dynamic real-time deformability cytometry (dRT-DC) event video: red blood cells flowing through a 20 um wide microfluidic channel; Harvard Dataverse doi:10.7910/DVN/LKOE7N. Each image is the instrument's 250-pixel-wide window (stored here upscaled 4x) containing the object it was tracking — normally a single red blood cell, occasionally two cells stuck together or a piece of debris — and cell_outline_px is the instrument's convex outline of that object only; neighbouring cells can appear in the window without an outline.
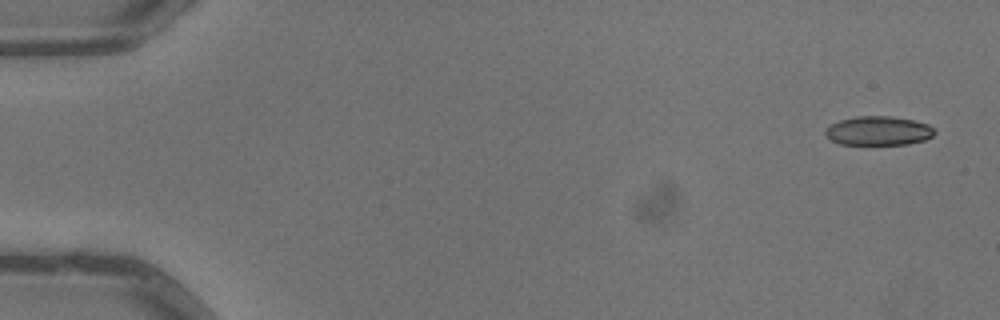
{"species": "common noctule bat (a hibernating species)", "species_latin": "Nyctalus noctula", "temperature_condition": "warm", "stored_images_in_passage": 5, "camera_frame_rate_fps": 3000, "um_per_image_px": 0.085, "animal": {"sex": "male", "body_mass_g": 13.3}, "frame": {"image": 1, "passage_image": 1, "time_ms": 0.0, "image_size_px": [1000, 320], "cell_outline_px": [[936, 132], [932, 136], [924, 140], [908, 144], [840, 144], [832, 140], [824, 132], [832, 124], [840, 120], [856, 116], [892, 116], [912, 120], [928, 124]], "centroid_in_image_um": [74.69, 11.11], "position_along_channel_um": 10.3, "area_um2": 18.26}}
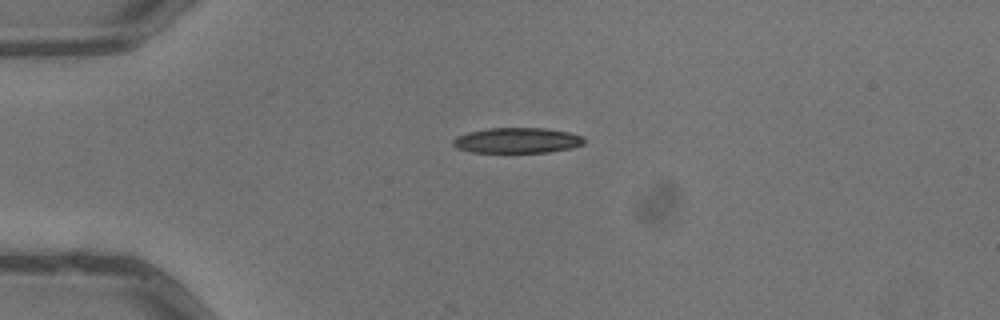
{"frame": {"image": 2, "passage_image": 4, "time_ms": 1.0, "image_size_px": [1000, 320], "cell_outline_px": [[584, 144], [572, 148], [548, 152], [472, 152], [456, 148], [452, 144], [452, 140], [456, 136], [468, 132], [488, 128], [544, 128], [568, 132], [580, 136], [584, 140]], "centroid_in_image_um": [43.92, 11.93], "position_along_channel_um": 41.1, "area_um2": 19.36}}